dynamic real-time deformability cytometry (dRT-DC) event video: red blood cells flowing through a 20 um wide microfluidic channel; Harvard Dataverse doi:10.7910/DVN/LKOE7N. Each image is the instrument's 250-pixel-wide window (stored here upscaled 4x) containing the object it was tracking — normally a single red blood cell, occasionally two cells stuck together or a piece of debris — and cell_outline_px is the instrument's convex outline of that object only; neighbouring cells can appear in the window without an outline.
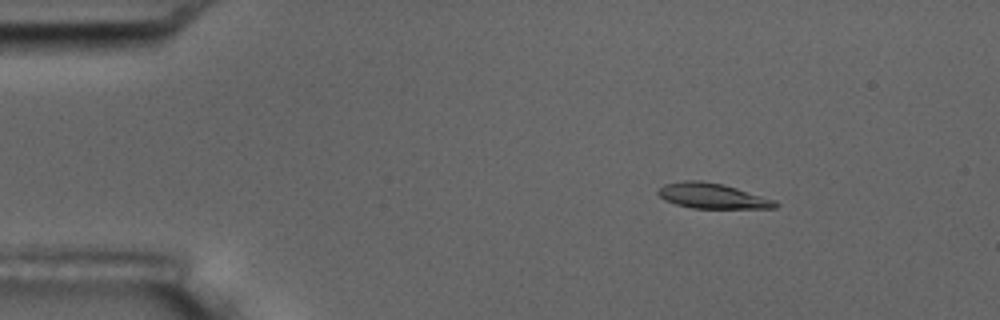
{"species": "common noctule bat (a hibernating species)", "species_latin": "Nyctalus noctula", "temperature_condition": "room temperature", "stored_images_in_passage": 4, "camera_frame_rate_fps": 3000, "um_per_image_px": 0.085, "animal": {"sex": "male", "body_mass_g": 17.5, "forearm_length_mm": 52.3}, "frame": {"image": 1, "passage_image": 2, "time_ms": 1.0, "image_size_px": [1000, 320], "cell_outline_px": [[780, 204], [776, 208], [692, 208], [676, 204], [664, 200], [656, 192], [664, 184], [684, 180], [700, 180], [724, 184], [776, 200]], "centroid_in_image_um": [60.56, 16.65], "position_along_channel_um": 24.4, "area_um2": 17.34}}